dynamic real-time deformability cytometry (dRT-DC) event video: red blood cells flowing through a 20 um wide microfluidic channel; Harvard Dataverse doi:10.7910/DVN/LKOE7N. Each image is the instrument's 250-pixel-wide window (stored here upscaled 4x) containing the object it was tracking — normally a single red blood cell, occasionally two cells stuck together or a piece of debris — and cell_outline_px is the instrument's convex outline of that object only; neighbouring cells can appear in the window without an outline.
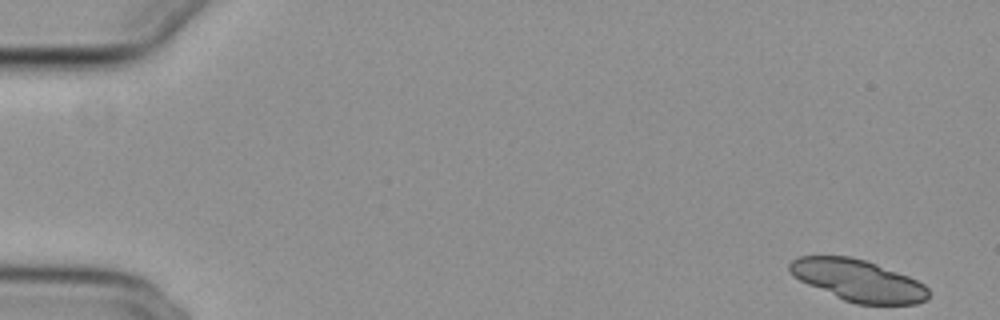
{"species": "common noctule bat (a hibernating species)", "species_latin": "Nyctalus noctula", "temperature_condition": "cold", "stored_images_in_passage": 15, "camera_frame_rate_fps": 3000, "um_per_image_px": 0.085, "animal": {"sex": "female", "body_mass_g": 29.2, "forearm_length_mm": 56.3}, "frame": {"image": 1, "passage_image": 1, "time_ms": 0.0, "image_size_px": [1000, 320], "cell_outline_px": [[928, 300], [916, 304], [856, 304], [844, 300], [808, 284], [792, 276], [788, 272], [788, 264], [792, 260], [800, 256], [852, 256], [876, 264], [908, 276], [924, 284], [928, 288]], "centroid_in_image_um": [72.92, 23.83], "position_along_channel_um": 12.1, "area_um2": 33.58}}